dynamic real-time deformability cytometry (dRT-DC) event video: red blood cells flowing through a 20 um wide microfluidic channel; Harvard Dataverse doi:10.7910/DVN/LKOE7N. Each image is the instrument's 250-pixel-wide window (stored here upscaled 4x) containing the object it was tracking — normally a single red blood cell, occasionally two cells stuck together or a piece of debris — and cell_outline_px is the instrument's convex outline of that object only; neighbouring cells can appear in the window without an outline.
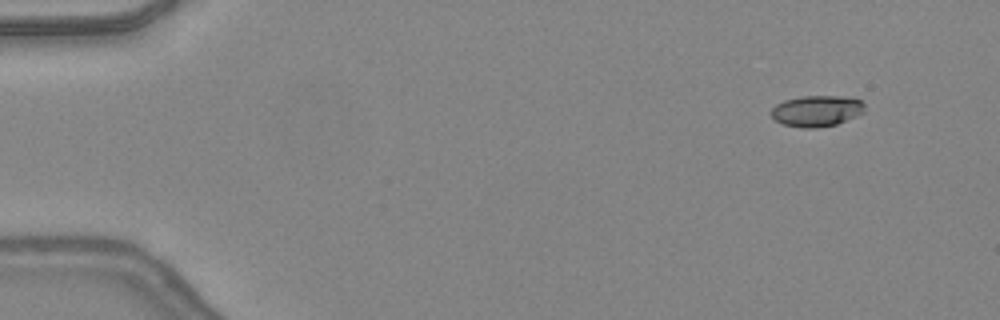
{"species": "common noctule bat (a hibernating species)", "species_latin": "Nyctalus noctula", "temperature_condition": "warm", "stored_images_in_passage": 45, "camera_frame_rate_fps": 3000, "um_per_image_px": 0.085, "animal": {"sex": "female", "body_mass_g": 24.6, "forearm_length_mm": 56.2}, "frame": {"image": 1, "passage_image": 1, "time_ms": 0.0, "image_size_px": [1000, 320], "cell_outline_px": [[864, 112], [856, 116], [836, 124], [816, 128], [804, 128], [784, 124], [776, 120], [768, 112], [776, 104], [784, 100], [800, 96], [840, 96], [860, 100], [864, 104]], "centroid_in_image_um": [69.39, 9.42], "position_along_channel_um": 15.6, "area_um2": 16.88}}
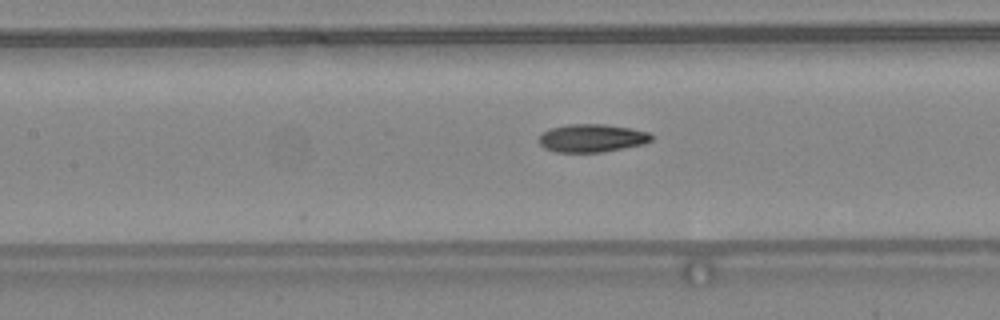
{"frame": {"image": 2, "passage_image": 19, "time_ms": 6.0, "image_size_px": [1000, 320], "cell_outline_px": [[652, 140], [644, 144], [604, 152], [556, 152], [544, 148], [540, 144], [540, 136], [544, 132], [552, 128], [568, 124], [604, 124], [632, 128], [648, 132], [652, 136]], "centroid_in_image_um": [50.34, 11.74], "position_along_channel_um": 157.1, "area_um2": 18.32}}
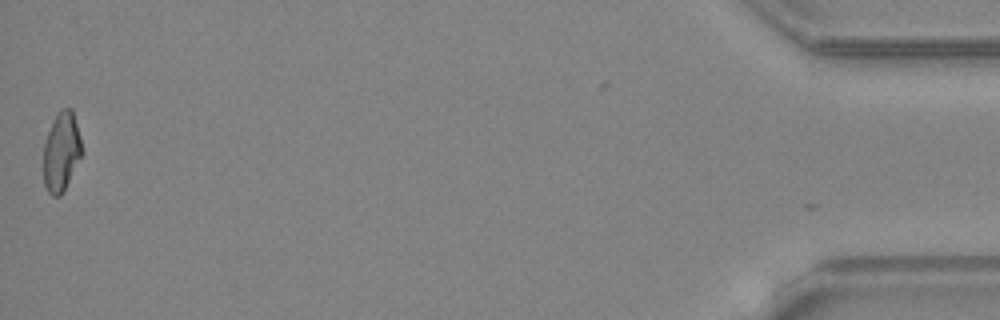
{"frame": {"image": 3, "passage_image": 44, "time_ms": 14.333, "image_size_px": [1000, 320], "cell_outline_px": [[84, 152], [60, 196], [52, 196], [48, 192], [44, 184], [44, 144], [52, 120], [60, 108], [72, 108], [80, 136]], "centroid_in_image_um": [5.23, 12.86], "position_along_channel_um": 430.0, "area_um2": 17.74}, "authors_computed_cell_mechanics": {"area_um2": 18.0336, "velocity_mm_per_s": 4.4162, "shape_relaxation_time_tau1_ms": 7.8566, "shape_relaxation_time_tau2_ms": 2.6217, "deformation_change_tau1": 0.2281, "deformation_change_tau2": 0.0883}}